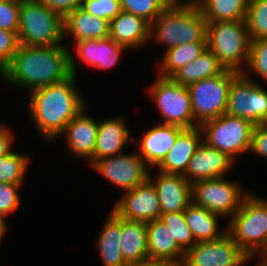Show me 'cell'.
<instances>
[{
    "label": "cell",
    "mask_w": 267,
    "mask_h": 266,
    "mask_svg": "<svg viewBox=\"0 0 267 266\" xmlns=\"http://www.w3.org/2000/svg\"><path fill=\"white\" fill-rule=\"evenodd\" d=\"M169 5L181 4L179 0H165Z\"/></svg>",
    "instance_id": "obj_46"
},
{
    "label": "cell",
    "mask_w": 267,
    "mask_h": 266,
    "mask_svg": "<svg viewBox=\"0 0 267 266\" xmlns=\"http://www.w3.org/2000/svg\"><path fill=\"white\" fill-rule=\"evenodd\" d=\"M191 185L192 197L196 198L192 202L219 216H233L247 196L242 194L237 183L228 182L224 177L200 180Z\"/></svg>",
    "instance_id": "obj_11"
},
{
    "label": "cell",
    "mask_w": 267,
    "mask_h": 266,
    "mask_svg": "<svg viewBox=\"0 0 267 266\" xmlns=\"http://www.w3.org/2000/svg\"><path fill=\"white\" fill-rule=\"evenodd\" d=\"M148 258L166 260L174 266H182L185 252L178 246L171 230L160 219L146 223Z\"/></svg>",
    "instance_id": "obj_17"
},
{
    "label": "cell",
    "mask_w": 267,
    "mask_h": 266,
    "mask_svg": "<svg viewBox=\"0 0 267 266\" xmlns=\"http://www.w3.org/2000/svg\"><path fill=\"white\" fill-rule=\"evenodd\" d=\"M246 22L251 41L267 39V0H249Z\"/></svg>",
    "instance_id": "obj_31"
},
{
    "label": "cell",
    "mask_w": 267,
    "mask_h": 266,
    "mask_svg": "<svg viewBox=\"0 0 267 266\" xmlns=\"http://www.w3.org/2000/svg\"><path fill=\"white\" fill-rule=\"evenodd\" d=\"M248 259L226 233L215 241L197 242L185 253L182 266H239Z\"/></svg>",
    "instance_id": "obj_12"
},
{
    "label": "cell",
    "mask_w": 267,
    "mask_h": 266,
    "mask_svg": "<svg viewBox=\"0 0 267 266\" xmlns=\"http://www.w3.org/2000/svg\"><path fill=\"white\" fill-rule=\"evenodd\" d=\"M63 18L71 11L82 6L83 0H38Z\"/></svg>",
    "instance_id": "obj_41"
},
{
    "label": "cell",
    "mask_w": 267,
    "mask_h": 266,
    "mask_svg": "<svg viewBox=\"0 0 267 266\" xmlns=\"http://www.w3.org/2000/svg\"><path fill=\"white\" fill-rule=\"evenodd\" d=\"M250 151L267 157V122L254 125Z\"/></svg>",
    "instance_id": "obj_40"
},
{
    "label": "cell",
    "mask_w": 267,
    "mask_h": 266,
    "mask_svg": "<svg viewBox=\"0 0 267 266\" xmlns=\"http://www.w3.org/2000/svg\"><path fill=\"white\" fill-rule=\"evenodd\" d=\"M159 219L168 226L176 243L185 253L197 243L185 221L183 211L161 214Z\"/></svg>",
    "instance_id": "obj_32"
},
{
    "label": "cell",
    "mask_w": 267,
    "mask_h": 266,
    "mask_svg": "<svg viewBox=\"0 0 267 266\" xmlns=\"http://www.w3.org/2000/svg\"><path fill=\"white\" fill-rule=\"evenodd\" d=\"M63 24L64 34H71L77 41L109 37L110 22L87 13L81 7L69 12L63 18Z\"/></svg>",
    "instance_id": "obj_23"
},
{
    "label": "cell",
    "mask_w": 267,
    "mask_h": 266,
    "mask_svg": "<svg viewBox=\"0 0 267 266\" xmlns=\"http://www.w3.org/2000/svg\"><path fill=\"white\" fill-rule=\"evenodd\" d=\"M71 74L61 82L30 90V112L38 130L50 140L59 136L67 123L85 108Z\"/></svg>",
    "instance_id": "obj_2"
},
{
    "label": "cell",
    "mask_w": 267,
    "mask_h": 266,
    "mask_svg": "<svg viewBox=\"0 0 267 266\" xmlns=\"http://www.w3.org/2000/svg\"><path fill=\"white\" fill-rule=\"evenodd\" d=\"M127 266H174V265L166 260L147 258L136 263L128 264Z\"/></svg>",
    "instance_id": "obj_43"
},
{
    "label": "cell",
    "mask_w": 267,
    "mask_h": 266,
    "mask_svg": "<svg viewBox=\"0 0 267 266\" xmlns=\"http://www.w3.org/2000/svg\"><path fill=\"white\" fill-rule=\"evenodd\" d=\"M5 218L0 217V239L3 238L2 235L5 233L6 231V222L4 220Z\"/></svg>",
    "instance_id": "obj_44"
},
{
    "label": "cell",
    "mask_w": 267,
    "mask_h": 266,
    "mask_svg": "<svg viewBox=\"0 0 267 266\" xmlns=\"http://www.w3.org/2000/svg\"><path fill=\"white\" fill-rule=\"evenodd\" d=\"M261 256L263 255V260L260 262L263 266H267V246L259 253Z\"/></svg>",
    "instance_id": "obj_45"
},
{
    "label": "cell",
    "mask_w": 267,
    "mask_h": 266,
    "mask_svg": "<svg viewBox=\"0 0 267 266\" xmlns=\"http://www.w3.org/2000/svg\"><path fill=\"white\" fill-rule=\"evenodd\" d=\"M246 72L236 73L228 92L226 114L248 120L254 125L267 122V92Z\"/></svg>",
    "instance_id": "obj_9"
},
{
    "label": "cell",
    "mask_w": 267,
    "mask_h": 266,
    "mask_svg": "<svg viewBox=\"0 0 267 266\" xmlns=\"http://www.w3.org/2000/svg\"><path fill=\"white\" fill-rule=\"evenodd\" d=\"M200 127L184 129L177 137L174 146L157 166L161 172L183 174L197 147L202 142Z\"/></svg>",
    "instance_id": "obj_20"
},
{
    "label": "cell",
    "mask_w": 267,
    "mask_h": 266,
    "mask_svg": "<svg viewBox=\"0 0 267 266\" xmlns=\"http://www.w3.org/2000/svg\"><path fill=\"white\" fill-rule=\"evenodd\" d=\"M233 161L225 153L209 147L202 141L182 175L191 184L200 180L224 177L225 172L232 166ZM190 177L192 178L191 180Z\"/></svg>",
    "instance_id": "obj_16"
},
{
    "label": "cell",
    "mask_w": 267,
    "mask_h": 266,
    "mask_svg": "<svg viewBox=\"0 0 267 266\" xmlns=\"http://www.w3.org/2000/svg\"><path fill=\"white\" fill-rule=\"evenodd\" d=\"M21 0L0 1V29L18 35Z\"/></svg>",
    "instance_id": "obj_37"
},
{
    "label": "cell",
    "mask_w": 267,
    "mask_h": 266,
    "mask_svg": "<svg viewBox=\"0 0 267 266\" xmlns=\"http://www.w3.org/2000/svg\"><path fill=\"white\" fill-rule=\"evenodd\" d=\"M150 36V24L142 17L121 11L110 21L109 37L127 48L142 45Z\"/></svg>",
    "instance_id": "obj_21"
},
{
    "label": "cell",
    "mask_w": 267,
    "mask_h": 266,
    "mask_svg": "<svg viewBox=\"0 0 267 266\" xmlns=\"http://www.w3.org/2000/svg\"><path fill=\"white\" fill-rule=\"evenodd\" d=\"M235 74L234 71L225 70L220 75L187 86L194 120L198 118L199 126L226 113L229 87Z\"/></svg>",
    "instance_id": "obj_8"
},
{
    "label": "cell",
    "mask_w": 267,
    "mask_h": 266,
    "mask_svg": "<svg viewBox=\"0 0 267 266\" xmlns=\"http://www.w3.org/2000/svg\"><path fill=\"white\" fill-rule=\"evenodd\" d=\"M82 109L65 126L62 133L67 135V143L77 157L93 158L99 123L86 116ZM84 114V115H83Z\"/></svg>",
    "instance_id": "obj_19"
},
{
    "label": "cell",
    "mask_w": 267,
    "mask_h": 266,
    "mask_svg": "<svg viewBox=\"0 0 267 266\" xmlns=\"http://www.w3.org/2000/svg\"><path fill=\"white\" fill-rule=\"evenodd\" d=\"M183 212L196 242L215 241L226 234L223 231L219 233L217 230L219 215L211 213L204 207L192 202Z\"/></svg>",
    "instance_id": "obj_28"
},
{
    "label": "cell",
    "mask_w": 267,
    "mask_h": 266,
    "mask_svg": "<svg viewBox=\"0 0 267 266\" xmlns=\"http://www.w3.org/2000/svg\"><path fill=\"white\" fill-rule=\"evenodd\" d=\"M121 233V217L113 210L97 241L104 266L128 265L121 252Z\"/></svg>",
    "instance_id": "obj_26"
},
{
    "label": "cell",
    "mask_w": 267,
    "mask_h": 266,
    "mask_svg": "<svg viewBox=\"0 0 267 266\" xmlns=\"http://www.w3.org/2000/svg\"><path fill=\"white\" fill-rule=\"evenodd\" d=\"M113 210L121 218L145 223L159 219L162 214L156 188L149 179L126 191Z\"/></svg>",
    "instance_id": "obj_14"
},
{
    "label": "cell",
    "mask_w": 267,
    "mask_h": 266,
    "mask_svg": "<svg viewBox=\"0 0 267 266\" xmlns=\"http://www.w3.org/2000/svg\"><path fill=\"white\" fill-rule=\"evenodd\" d=\"M150 92L164 117L163 124L176 125L184 129L199 126L193 123L194 115L187 86L175 82L172 78L159 76Z\"/></svg>",
    "instance_id": "obj_10"
},
{
    "label": "cell",
    "mask_w": 267,
    "mask_h": 266,
    "mask_svg": "<svg viewBox=\"0 0 267 266\" xmlns=\"http://www.w3.org/2000/svg\"><path fill=\"white\" fill-rule=\"evenodd\" d=\"M64 36L63 17L38 0H21L20 45L56 46Z\"/></svg>",
    "instance_id": "obj_6"
},
{
    "label": "cell",
    "mask_w": 267,
    "mask_h": 266,
    "mask_svg": "<svg viewBox=\"0 0 267 266\" xmlns=\"http://www.w3.org/2000/svg\"><path fill=\"white\" fill-rule=\"evenodd\" d=\"M139 154L114 155L97 160L92 167L124 191L134 189L148 179L149 172Z\"/></svg>",
    "instance_id": "obj_13"
},
{
    "label": "cell",
    "mask_w": 267,
    "mask_h": 266,
    "mask_svg": "<svg viewBox=\"0 0 267 266\" xmlns=\"http://www.w3.org/2000/svg\"><path fill=\"white\" fill-rule=\"evenodd\" d=\"M64 46L19 45L12 61L1 72L6 81L31 90L76 75L75 59Z\"/></svg>",
    "instance_id": "obj_1"
},
{
    "label": "cell",
    "mask_w": 267,
    "mask_h": 266,
    "mask_svg": "<svg viewBox=\"0 0 267 266\" xmlns=\"http://www.w3.org/2000/svg\"><path fill=\"white\" fill-rule=\"evenodd\" d=\"M157 181L148 179L156 188L162 214L184 211L193 200L192 185L182 174L164 173L160 171Z\"/></svg>",
    "instance_id": "obj_15"
},
{
    "label": "cell",
    "mask_w": 267,
    "mask_h": 266,
    "mask_svg": "<svg viewBox=\"0 0 267 266\" xmlns=\"http://www.w3.org/2000/svg\"><path fill=\"white\" fill-rule=\"evenodd\" d=\"M183 130L182 127L169 124H160L153 127L144 133L141 139L139 156L148 165L158 166L172 149L178 135Z\"/></svg>",
    "instance_id": "obj_18"
},
{
    "label": "cell",
    "mask_w": 267,
    "mask_h": 266,
    "mask_svg": "<svg viewBox=\"0 0 267 266\" xmlns=\"http://www.w3.org/2000/svg\"><path fill=\"white\" fill-rule=\"evenodd\" d=\"M207 48V42L187 43L167 49L162 59L161 77L171 78L187 63L198 58Z\"/></svg>",
    "instance_id": "obj_30"
},
{
    "label": "cell",
    "mask_w": 267,
    "mask_h": 266,
    "mask_svg": "<svg viewBox=\"0 0 267 266\" xmlns=\"http://www.w3.org/2000/svg\"><path fill=\"white\" fill-rule=\"evenodd\" d=\"M19 45L15 32L0 29V74L12 61Z\"/></svg>",
    "instance_id": "obj_38"
},
{
    "label": "cell",
    "mask_w": 267,
    "mask_h": 266,
    "mask_svg": "<svg viewBox=\"0 0 267 266\" xmlns=\"http://www.w3.org/2000/svg\"><path fill=\"white\" fill-rule=\"evenodd\" d=\"M121 10L142 17L151 24L168 6L165 0H119Z\"/></svg>",
    "instance_id": "obj_34"
},
{
    "label": "cell",
    "mask_w": 267,
    "mask_h": 266,
    "mask_svg": "<svg viewBox=\"0 0 267 266\" xmlns=\"http://www.w3.org/2000/svg\"><path fill=\"white\" fill-rule=\"evenodd\" d=\"M248 67L267 81V39L250 42Z\"/></svg>",
    "instance_id": "obj_36"
},
{
    "label": "cell",
    "mask_w": 267,
    "mask_h": 266,
    "mask_svg": "<svg viewBox=\"0 0 267 266\" xmlns=\"http://www.w3.org/2000/svg\"><path fill=\"white\" fill-rule=\"evenodd\" d=\"M224 71L225 68L220 64L219 59L207 47L198 58L187 63L171 78L183 86H189L205 78L220 75Z\"/></svg>",
    "instance_id": "obj_27"
},
{
    "label": "cell",
    "mask_w": 267,
    "mask_h": 266,
    "mask_svg": "<svg viewBox=\"0 0 267 266\" xmlns=\"http://www.w3.org/2000/svg\"><path fill=\"white\" fill-rule=\"evenodd\" d=\"M78 56L91 66L97 68H110L116 64L124 45L117 44L110 37L104 39H85L77 41Z\"/></svg>",
    "instance_id": "obj_24"
},
{
    "label": "cell",
    "mask_w": 267,
    "mask_h": 266,
    "mask_svg": "<svg viewBox=\"0 0 267 266\" xmlns=\"http://www.w3.org/2000/svg\"><path fill=\"white\" fill-rule=\"evenodd\" d=\"M121 252L127 264L148 258L147 226L145 222L121 218Z\"/></svg>",
    "instance_id": "obj_25"
},
{
    "label": "cell",
    "mask_w": 267,
    "mask_h": 266,
    "mask_svg": "<svg viewBox=\"0 0 267 266\" xmlns=\"http://www.w3.org/2000/svg\"><path fill=\"white\" fill-rule=\"evenodd\" d=\"M20 185L1 182L0 183V217L5 218L18 208L21 200L17 194Z\"/></svg>",
    "instance_id": "obj_39"
},
{
    "label": "cell",
    "mask_w": 267,
    "mask_h": 266,
    "mask_svg": "<svg viewBox=\"0 0 267 266\" xmlns=\"http://www.w3.org/2000/svg\"><path fill=\"white\" fill-rule=\"evenodd\" d=\"M12 134L8 128L0 126V158L12 151Z\"/></svg>",
    "instance_id": "obj_42"
},
{
    "label": "cell",
    "mask_w": 267,
    "mask_h": 266,
    "mask_svg": "<svg viewBox=\"0 0 267 266\" xmlns=\"http://www.w3.org/2000/svg\"><path fill=\"white\" fill-rule=\"evenodd\" d=\"M207 47L225 70L243 73L240 62L248 63L250 42L246 20L207 22Z\"/></svg>",
    "instance_id": "obj_5"
},
{
    "label": "cell",
    "mask_w": 267,
    "mask_h": 266,
    "mask_svg": "<svg viewBox=\"0 0 267 266\" xmlns=\"http://www.w3.org/2000/svg\"><path fill=\"white\" fill-rule=\"evenodd\" d=\"M155 25L156 29L153 28ZM152 32L157 41L167 45V49L187 43L207 42V21L195 1L169 5L150 24V35Z\"/></svg>",
    "instance_id": "obj_3"
},
{
    "label": "cell",
    "mask_w": 267,
    "mask_h": 266,
    "mask_svg": "<svg viewBox=\"0 0 267 266\" xmlns=\"http://www.w3.org/2000/svg\"><path fill=\"white\" fill-rule=\"evenodd\" d=\"M199 127L207 131L202 140L206 145L216 148L233 160L239 153L250 151L254 124L248 120L225 113Z\"/></svg>",
    "instance_id": "obj_7"
},
{
    "label": "cell",
    "mask_w": 267,
    "mask_h": 266,
    "mask_svg": "<svg viewBox=\"0 0 267 266\" xmlns=\"http://www.w3.org/2000/svg\"><path fill=\"white\" fill-rule=\"evenodd\" d=\"M125 125L124 119L119 117L99 123L91 165L102 158L122 154L123 146L130 140V132Z\"/></svg>",
    "instance_id": "obj_22"
},
{
    "label": "cell",
    "mask_w": 267,
    "mask_h": 266,
    "mask_svg": "<svg viewBox=\"0 0 267 266\" xmlns=\"http://www.w3.org/2000/svg\"><path fill=\"white\" fill-rule=\"evenodd\" d=\"M207 22L246 20L249 0H195Z\"/></svg>",
    "instance_id": "obj_29"
},
{
    "label": "cell",
    "mask_w": 267,
    "mask_h": 266,
    "mask_svg": "<svg viewBox=\"0 0 267 266\" xmlns=\"http://www.w3.org/2000/svg\"><path fill=\"white\" fill-rule=\"evenodd\" d=\"M81 8L109 22L122 11L119 0H83Z\"/></svg>",
    "instance_id": "obj_35"
},
{
    "label": "cell",
    "mask_w": 267,
    "mask_h": 266,
    "mask_svg": "<svg viewBox=\"0 0 267 266\" xmlns=\"http://www.w3.org/2000/svg\"><path fill=\"white\" fill-rule=\"evenodd\" d=\"M27 165L28 158L24 155L17 154V152L14 153L11 151L9 154L1 157L0 183L6 182L21 186Z\"/></svg>",
    "instance_id": "obj_33"
},
{
    "label": "cell",
    "mask_w": 267,
    "mask_h": 266,
    "mask_svg": "<svg viewBox=\"0 0 267 266\" xmlns=\"http://www.w3.org/2000/svg\"><path fill=\"white\" fill-rule=\"evenodd\" d=\"M230 219L227 233L233 241L249 258L259 255L267 246V201L247 194Z\"/></svg>",
    "instance_id": "obj_4"
}]
</instances>
